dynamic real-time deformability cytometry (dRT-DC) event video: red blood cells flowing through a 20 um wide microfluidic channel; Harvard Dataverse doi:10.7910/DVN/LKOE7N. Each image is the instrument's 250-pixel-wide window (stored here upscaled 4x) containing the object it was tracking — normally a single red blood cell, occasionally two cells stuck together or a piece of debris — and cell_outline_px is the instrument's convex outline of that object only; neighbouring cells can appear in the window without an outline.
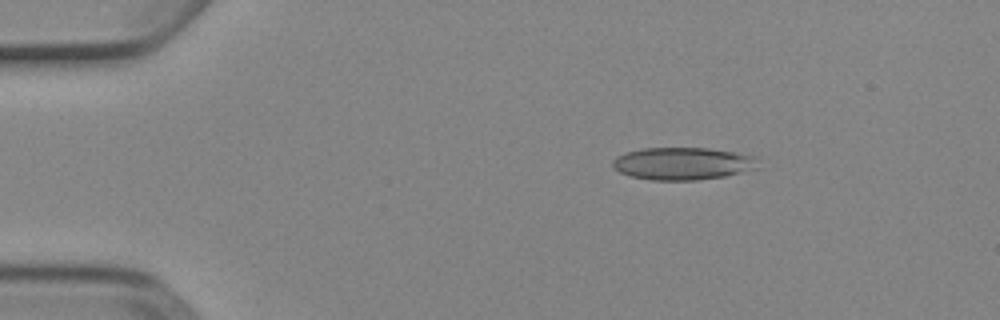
{"species": "Egyptian fruit bat (a non-hibernating species)", "species_latin": "Rousettus aegyptiacus", "temperature_condition": "cold", "stored_images_in_passage": 5, "camera_frame_rate_fps": 3000, "um_per_image_px": 0.085, "animal": {"sex": "female"}, "frame": {"image": 1, "passage_image": 3, "time_ms": 0.667, "image_size_px": [1000, 320], "cell_outline_px": [[760, 168], [724, 176], [696, 180], [652, 180], [628, 176], [612, 168], [612, 160], [616, 156], [624, 152], [644, 148], [708, 148], [736, 152], [756, 156]], "centroid_in_image_um": [58.02, 13.9], "position_along_channel_um": 27.0, "area_um2": 27.86}}